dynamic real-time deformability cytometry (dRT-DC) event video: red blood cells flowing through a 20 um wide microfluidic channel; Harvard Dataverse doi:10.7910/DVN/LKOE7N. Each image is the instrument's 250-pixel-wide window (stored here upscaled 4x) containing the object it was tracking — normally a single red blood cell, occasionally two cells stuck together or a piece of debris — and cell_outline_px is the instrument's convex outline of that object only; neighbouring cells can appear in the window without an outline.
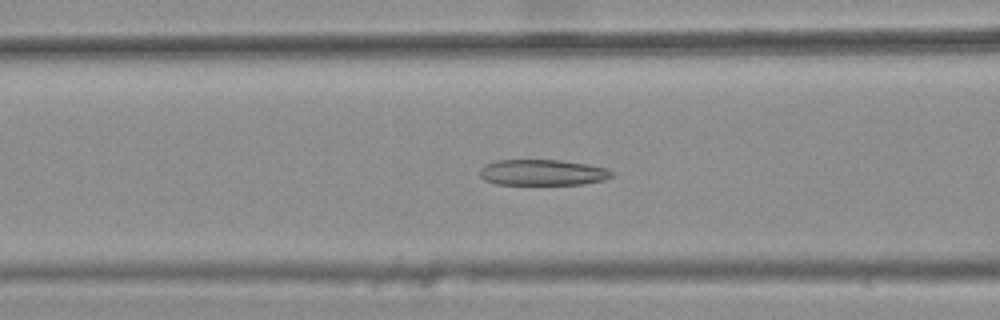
{"species": "common noctule bat (a hibernating species)", "species_latin": "Nyctalus noctula", "temperature_condition": "warm", "stored_images_in_passage": 45, "camera_frame_rate_fps": 3000, "um_per_image_px": 0.085, "animal": {"sex": "female", "body_mass_g": 25.1}, "frame": {"image": 1, "passage_image": 21, "time_ms": 6.667, "image_size_px": [1000, 320], "cell_outline_px": [[616, 172], [612, 176], [604, 180], [584, 184], [496, 184], [484, 180], [480, 176], [480, 168], [496, 160], [560, 160], [588, 164], [608, 168]], "centroid_in_image_um": [46.17, 14.66], "position_along_channel_um": 120.4, "area_um2": 20.0}}
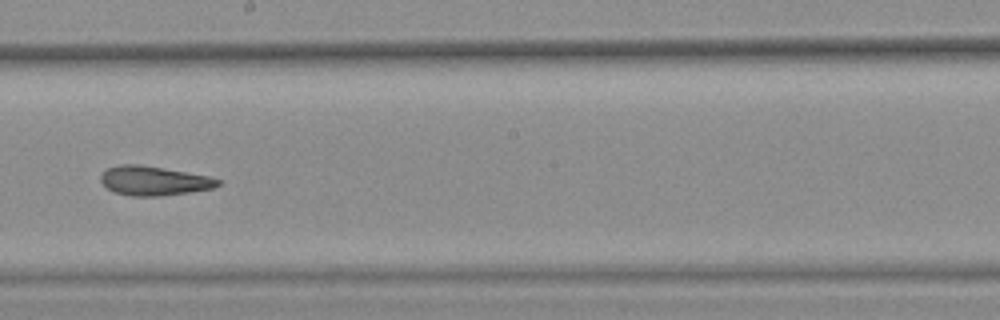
{"frame": {"image": 2, "passage_image": 30, "time_ms": 9.667, "image_size_px": [1000, 320], "cell_outline_px": [[220, 184], [212, 188], [188, 192], [160, 196], [128, 196], [116, 192], [108, 188], [100, 180], [100, 176], [108, 168], [120, 164], [140, 164], [208, 176], [220, 180]], "centroid_in_image_um": [13.06, 15.36], "position_along_channel_um": 235.1, "area_um2": 19.71}}
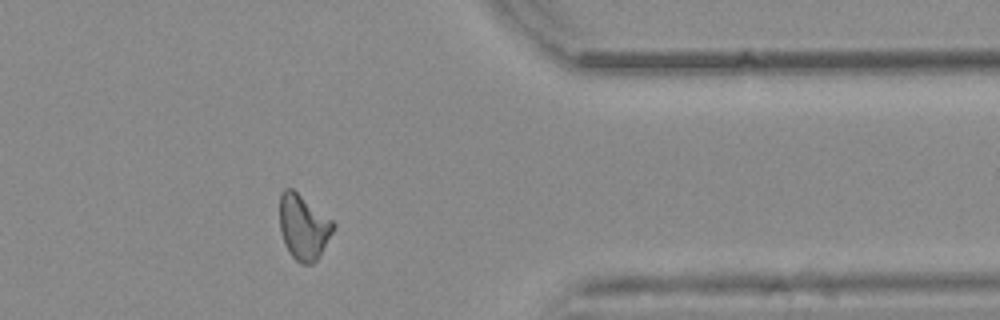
{"frame": {"image": 3, "passage_image": 43, "time_ms": 14.0, "image_size_px": [1000, 320], "cell_outline_px": [[336, 224], [332, 232], [316, 260], [312, 264], [300, 264], [288, 252], [284, 244], [280, 232], [280, 192], [284, 188], [292, 188], [332, 220]], "centroid_in_image_um": [25.76, 19.29], "position_along_channel_um": 385.6, "area_um2": 20.17}, "authors_computed_cell_mechanics": {"area_um2": 20.9236, "velocity_mm_per_s": 3.8321, "shape_relaxation_time_tau1_ms": null, "shape_relaxation_time_tau2_ms": 2.5475, "deformation_change_tau1": null, "deformation_change_tau2": 0.1104}}